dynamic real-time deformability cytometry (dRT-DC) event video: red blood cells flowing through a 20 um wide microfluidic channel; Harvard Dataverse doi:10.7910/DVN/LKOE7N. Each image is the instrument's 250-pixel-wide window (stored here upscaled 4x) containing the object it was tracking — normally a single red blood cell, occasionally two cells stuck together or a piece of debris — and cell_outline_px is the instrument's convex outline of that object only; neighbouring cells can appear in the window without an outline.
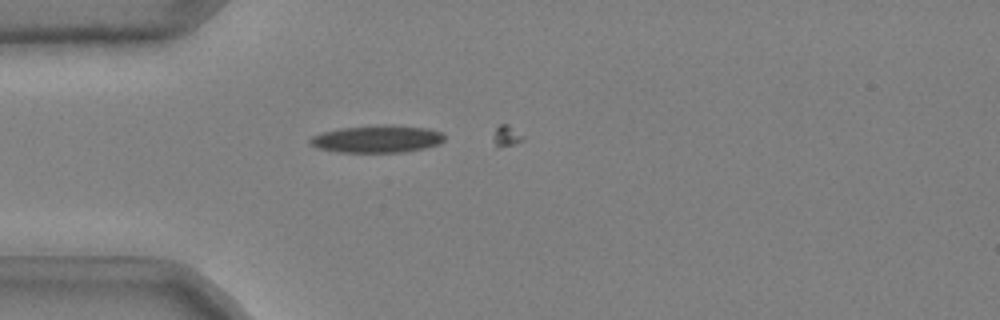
{"species": "common noctule bat (a hibernating species)", "species_latin": "Nyctalus noctula", "temperature_condition": "cold", "stored_images_in_passage": 4, "camera_frame_rate_fps": 3000, "um_per_image_px": 0.085, "animal": {"sex": "male", "body_mass_g": 20.4}, "frame": {"image": 1, "passage_image": 1, "time_ms": 0.0, "image_size_px": [1000, 320], "cell_outline_px": [[444, 140], [440, 144], [424, 148], [404, 152], [336, 152], [316, 148], [308, 144], [308, 140], [312, 136], [324, 132], [340, 128], [428, 128], [444, 132]], "centroid_in_image_um": [32.01, 11.88], "position_along_channel_um": 53.0, "area_um2": 20.4}}